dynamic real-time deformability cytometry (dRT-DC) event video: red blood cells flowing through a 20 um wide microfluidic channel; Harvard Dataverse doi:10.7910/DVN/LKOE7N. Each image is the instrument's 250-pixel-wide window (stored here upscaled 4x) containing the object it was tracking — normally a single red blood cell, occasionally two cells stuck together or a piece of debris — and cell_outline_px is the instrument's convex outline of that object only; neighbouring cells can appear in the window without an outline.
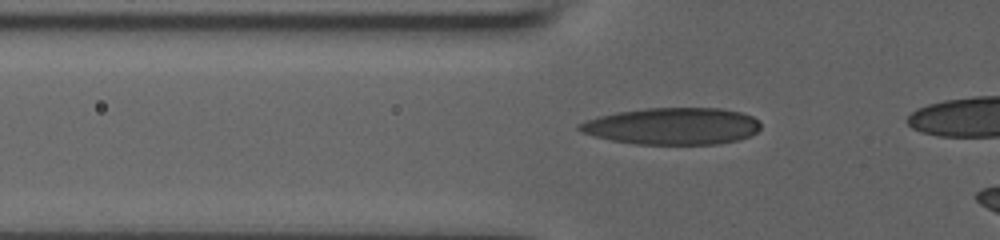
{"species": "human", "species_latin": "Homo sapiens", "temperature_condition": "room temperature", "stored_images_in_passage": 33, "camera_frame_rate_fps": 3000, "um_per_image_px": 0.085, "donor": {"sex": "male"}, "frame": {"image": 1, "passage_image": 4, "time_ms": 1.0, "image_size_px": [1000, 240], "cell_outline_px": [[760, 128], [756, 132], [748, 136], [736, 140], [716, 144], [636, 144], [612, 140], [596, 136], [584, 132], [576, 128], [576, 124], [584, 120], [616, 112], [644, 108], [720, 108], [740, 112], [752, 116], [760, 120]], "centroid_in_image_um": [57.15, 10.71], "position_along_channel_um": 68.7, "area_um2": 38.9}}
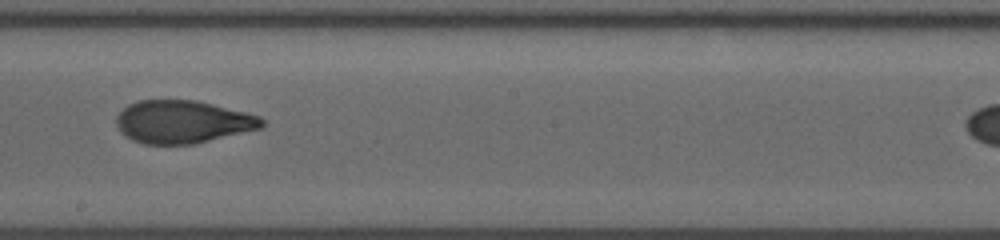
{"frame": {"image": 2, "passage_image": 17, "time_ms": 5.333, "image_size_px": [1000, 240], "cell_outline_px": [[264, 124], [260, 128], [192, 144], [144, 144], [132, 140], [124, 136], [120, 132], [116, 124], [116, 116], [128, 104], [136, 100], [196, 100], [260, 116], [264, 120]], "centroid_in_image_um": [15.47, 10.35], "position_along_channel_um": 232.7, "area_um2": 36.13}}
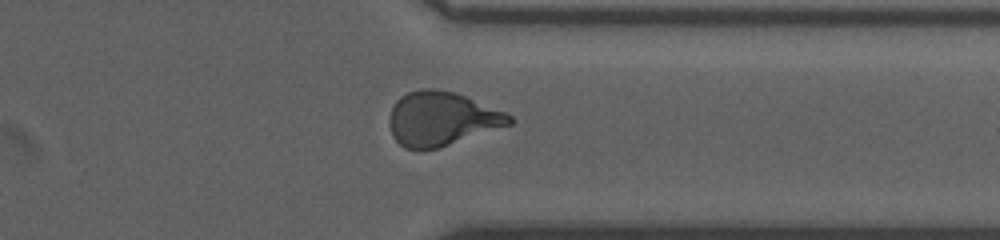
{"frame": {"image": 3, "passage_image": 28, "time_ms": 9.0, "image_size_px": [1000, 240], "cell_outline_px": [[512, 124], [436, 148], [404, 148], [392, 136], [388, 120], [392, 108], [396, 100], [400, 96], [408, 92], [420, 88], [432, 88], [456, 92], [504, 112], [512, 116]], "centroid_in_image_um": [37.5, 10.07], "position_along_channel_um": 373.9, "area_um2": 37.34}}